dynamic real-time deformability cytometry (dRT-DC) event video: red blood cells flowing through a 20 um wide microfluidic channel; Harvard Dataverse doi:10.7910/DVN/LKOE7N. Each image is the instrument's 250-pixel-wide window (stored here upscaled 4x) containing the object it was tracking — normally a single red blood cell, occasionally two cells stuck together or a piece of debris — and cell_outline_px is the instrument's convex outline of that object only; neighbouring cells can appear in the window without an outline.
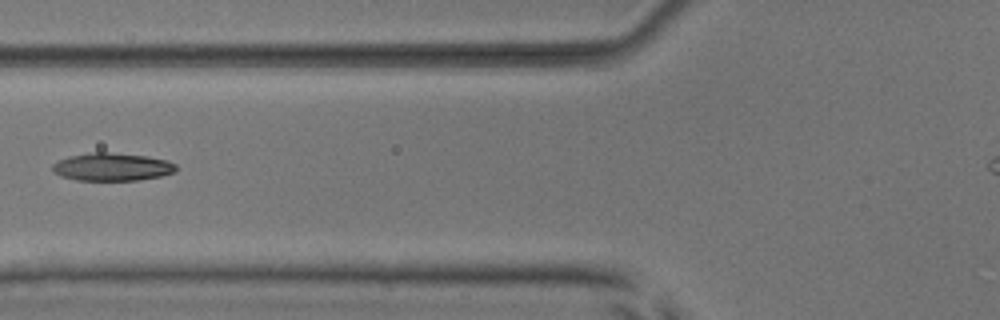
{"species": "common noctule bat (a hibernating species)", "species_latin": "Nyctalus noctula", "temperature_condition": "room temperature", "stored_images_in_passage": 4, "camera_frame_rate_fps": 3000, "um_per_image_px": 0.085, "animal": {"sex": "male", "body_mass_g": 17.9, "forearm_length_mm": 54.2}, "frame": {"image": 1, "passage_image": 4, "time_ms": 3.667, "image_size_px": [1000, 320], "cell_outline_px": [[176, 172], [160, 176], [136, 180], [76, 180], [60, 176], [52, 172], [52, 164], [68, 156], [92, 152], [108, 152], [144, 156], [168, 160], [176, 164]], "centroid_in_image_um": [9.51, 14.19], "position_along_channel_um": 116.3, "area_um2": 20.06}}